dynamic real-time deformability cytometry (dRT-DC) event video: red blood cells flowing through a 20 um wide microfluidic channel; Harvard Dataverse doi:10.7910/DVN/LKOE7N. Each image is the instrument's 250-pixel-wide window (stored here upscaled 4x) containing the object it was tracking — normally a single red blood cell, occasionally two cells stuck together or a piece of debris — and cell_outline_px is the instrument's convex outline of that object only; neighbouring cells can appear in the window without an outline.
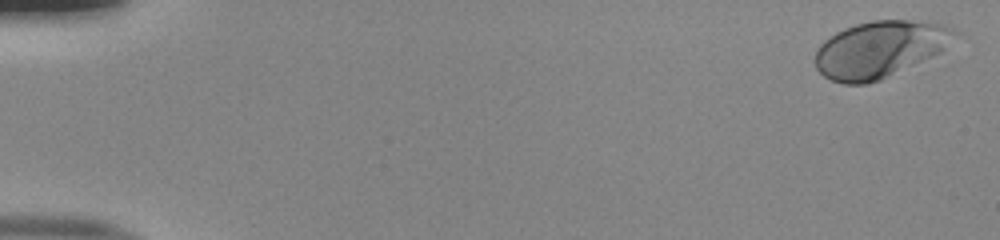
{"species": "human", "species_latin": "Homo sapiens", "temperature_condition": "room temperature", "stored_images_in_passage": 33, "camera_frame_rate_fps": 3000, "um_per_image_px": 0.085, "donor": {"sex": "male"}, "frame": {"image": 1, "passage_image": 1, "time_ms": 0.0, "image_size_px": [1000, 240], "cell_outline_px": [[960, 32], [940, 52], [932, 56], [880, 80], [864, 84], [844, 84], [832, 80], [824, 76], [816, 68], [816, 48], [828, 36], [844, 28], [856, 24], [872, 20], [908, 20], [948, 24], [956, 28]], "centroid_in_image_um": [74.79, 4.17], "position_along_channel_um": 10.2, "area_um2": 46.07}}
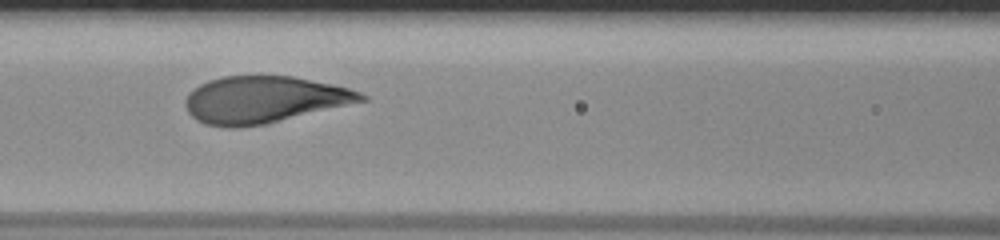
{"frame": {"image": 2, "passage_image": 24, "time_ms": 7.667, "image_size_px": [1000, 240], "cell_outline_px": [[368, 100], [268, 124], [236, 128], [228, 128], [204, 124], [196, 120], [188, 112], [184, 104], [184, 100], [188, 92], [200, 84], [208, 80], [224, 76], [292, 76], [332, 84], [348, 88], [360, 92], [368, 96]], "centroid_in_image_um": [22.41, 8.48], "position_along_channel_um": 144.2, "area_um2": 48.38}}
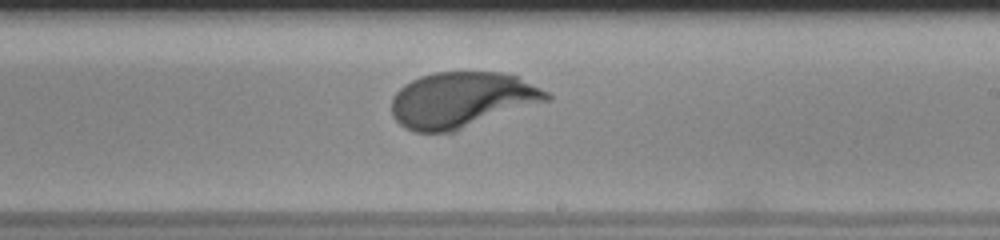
{"frame": {"image": 3, "passage_image": 32, "time_ms": 10.333, "image_size_px": [1000, 240], "cell_outline_px": [[552, 100], [456, 132], [416, 132], [404, 128], [392, 116], [392, 96], [404, 84], [420, 76], [436, 72], [500, 72], [516, 76], [548, 92], [552, 96]], "centroid_in_image_um": [39.27, 8.51], "position_along_channel_um": 249.7, "area_um2": 50.86}}